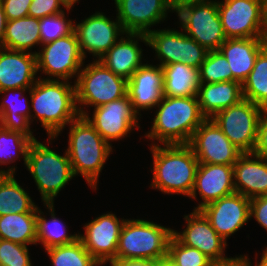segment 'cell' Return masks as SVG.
Instances as JSON below:
<instances>
[{
  "mask_svg": "<svg viewBox=\"0 0 267 266\" xmlns=\"http://www.w3.org/2000/svg\"><path fill=\"white\" fill-rule=\"evenodd\" d=\"M29 95L34 112L30 115V123L37 118L50 137L49 142L79 116L75 85L67 80L38 78L29 89Z\"/></svg>",
  "mask_w": 267,
  "mask_h": 266,
  "instance_id": "6da1fadb",
  "label": "cell"
},
{
  "mask_svg": "<svg viewBox=\"0 0 267 266\" xmlns=\"http://www.w3.org/2000/svg\"><path fill=\"white\" fill-rule=\"evenodd\" d=\"M156 107L153 125L145 136L163 145L189 144L194 131L207 119L197 96H163Z\"/></svg>",
  "mask_w": 267,
  "mask_h": 266,
  "instance_id": "7a4b0ae2",
  "label": "cell"
},
{
  "mask_svg": "<svg viewBox=\"0 0 267 266\" xmlns=\"http://www.w3.org/2000/svg\"><path fill=\"white\" fill-rule=\"evenodd\" d=\"M153 178L151 187L165 194H183L187 197L195 183L198 160L188 144H172L161 147L153 142Z\"/></svg>",
  "mask_w": 267,
  "mask_h": 266,
  "instance_id": "3957f363",
  "label": "cell"
},
{
  "mask_svg": "<svg viewBox=\"0 0 267 266\" xmlns=\"http://www.w3.org/2000/svg\"><path fill=\"white\" fill-rule=\"evenodd\" d=\"M68 154L74 176L85 178L88 186L97 189L98 178L112 151L84 116H78L69 124Z\"/></svg>",
  "mask_w": 267,
  "mask_h": 266,
  "instance_id": "277c9868",
  "label": "cell"
},
{
  "mask_svg": "<svg viewBox=\"0 0 267 266\" xmlns=\"http://www.w3.org/2000/svg\"><path fill=\"white\" fill-rule=\"evenodd\" d=\"M173 229L153 221L126 219L122 227L116 259L162 261L167 258Z\"/></svg>",
  "mask_w": 267,
  "mask_h": 266,
  "instance_id": "5b68a950",
  "label": "cell"
},
{
  "mask_svg": "<svg viewBox=\"0 0 267 266\" xmlns=\"http://www.w3.org/2000/svg\"><path fill=\"white\" fill-rule=\"evenodd\" d=\"M25 166L38 187L43 204L54 203L57 194L75 177L67 152L61 156L38 140L30 143Z\"/></svg>",
  "mask_w": 267,
  "mask_h": 266,
  "instance_id": "8992f818",
  "label": "cell"
},
{
  "mask_svg": "<svg viewBox=\"0 0 267 266\" xmlns=\"http://www.w3.org/2000/svg\"><path fill=\"white\" fill-rule=\"evenodd\" d=\"M74 83L76 104L80 116L84 115L81 105L98 107L127 96L128 80L114 74L99 60L81 68Z\"/></svg>",
  "mask_w": 267,
  "mask_h": 266,
  "instance_id": "52a82bcc",
  "label": "cell"
},
{
  "mask_svg": "<svg viewBox=\"0 0 267 266\" xmlns=\"http://www.w3.org/2000/svg\"><path fill=\"white\" fill-rule=\"evenodd\" d=\"M176 13L182 31L208 51L219 50L226 41L216 0L186 5Z\"/></svg>",
  "mask_w": 267,
  "mask_h": 266,
  "instance_id": "ba28073f",
  "label": "cell"
},
{
  "mask_svg": "<svg viewBox=\"0 0 267 266\" xmlns=\"http://www.w3.org/2000/svg\"><path fill=\"white\" fill-rule=\"evenodd\" d=\"M37 72L41 71L47 78L67 80L78 76L85 58L81 53L79 42L73 30L67 36L43 44V48L36 52Z\"/></svg>",
  "mask_w": 267,
  "mask_h": 266,
  "instance_id": "9c48e42d",
  "label": "cell"
},
{
  "mask_svg": "<svg viewBox=\"0 0 267 266\" xmlns=\"http://www.w3.org/2000/svg\"><path fill=\"white\" fill-rule=\"evenodd\" d=\"M261 111L262 107L242 99L238 104L218 112L211 119L242 153H252Z\"/></svg>",
  "mask_w": 267,
  "mask_h": 266,
  "instance_id": "30bf717a",
  "label": "cell"
},
{
  "mask_svg": "<svg viewBox=\"0 0 267 266\" xmlns=\"http://www.w3.org/2000/svg\"><path fill=\"white\" fill-rule=\"evenodd\" d=\"M149 47L155 50L160 66L181 63L199 69L208 50L178 30H150L147 34Z\"/></svg>",
  "mask_w": 267,
  "mask_h": 266,
  "instance_id": "8fae6325",
  "label": "cell"
},
{
  "mask_svg": "<svg viewBox=\"0 0 267 266\" xmlns=\"http://www.w3.org/2000/svg\"><path fill=\"white\" fill-rule=\"evenodd\" d=\"M223 1H217V4L227 39L264 37L263 0Z\"/></svg>",
  "mask_w": 267,
  "mask_h": 266,
  "instance_id": "7c38bea8",
  "label": "cell"
},
{
  "mask_svg": "<svg viewBox=\"0 0 267 266\" xmlns=\"http://www.w3.org/2000/svg\"><path fill=\"white\" fill-rule=\"evenodd\" d=\"M138 113L133 109L128 95L95 107L92 118L88 111H84V117L95 130L108 142L127 137V134L138 126Z\"/></svg>",
  "mask_w": 267,
  "mask_h": 266,
  "instance_id": "4fadbf2b",
  "label": "cell"
},
{
  "mask_svg": "<svg viewBox=\"0 0 267 266\" xmlns=\"http://www.w3.org/2000/svg\"><path fill=\"white\" fill-rule=\"evenodd\" d=\"M188 145L199 163L234 165L243 154L211 118H207L194 131Z\"/></svg>",
  "mask_w": 267,
  "mask_h": 266,
  "instance_id": "5bb4252c",
  "label": "cell"
},
{
  "mask_svg": "<svg viewBox=\"0 0 267 266\" xmlns=\"http://www.w3.org/2000/svg\"><path fill=\"white\" fill-rule=\"evenodd\" d=\"M125 220H119L111 212L102 214L84 226V235H78L85 249L101 266L116 260L119 236Z\"/></svg>",
  "mask_w": 267,
  "mask_h": 266,
  "instance_id": "9a60e30c",
  "label": "cell"
},
{
  "mask_svg": "<svg viewBox=\"0 0 267 266\" xmlns=\"http://www.w3.org/2000/svg\"><path fill=\"white\" fill-rule=\"evenodd\" d=\"M80 50L84 58L86 52L99 60L119 39L126 34L120 21H111L103 12H97L85 18L81 23L74 22Z\"/></svg>",
  "mask_w": 267,
  "mask_h": 266,
  "instance_id": "2e32d148",
  "label": "cell"
},
{
  "mask_svg": "<svg viewBox=\"0 0 267 266\" xmlns=\"http://www.w3.org/2000/svg\"><path fill=\"white\" fill-rule=\"evenodd\" d=\"M212 228L227 242V238L243 227L250 218V199L234 192L199 210Z\"/></svg>",
  "mask_w": 267,
  "mask_h": 266,
  "instance_id": "e0dca14e",
  "label": "cell"
},
{
  "mask_svg": "<svg viewBox=\"0 0 267 266\" xmlns=\"http://www.w3.org/2000/svg\"><path fill=\"white\" fill-rule=\"evenodd\" d=\"M187 223L183 232L173 230V235L184 245L196 248L214 263L225 262L231 258L225 257L227 246L219 234L212 228L210 222L200 211H194L184 216Z\"/></svg>",
  "mask_w": 267,
  "mask_h": 266,
  "instance_id": "ac0fdd59",
  "label": "cell"
},
{
  "mask_svg": "<svg viewBox=\"0 0 267 266\" xmlns=\"http://www.w3.org/2000/svg\"><path fill=\"white\" fill-rule=\"evenodd\" d=\"M117 19L126 33L147 34L171 11L167 0H114ZM150 28V29H149Z\"/></svg>",
  "mask_w": 267,
  "mask_h": 266,
  "instance_id": "d6986e66",
  "label": "cell"
},
{
  "mask_svg": "<svg viewBox=\"0 0 267 266\" xmlns=\"http://www.w3.org/2000/svg\"><path fill=\"white\" fill-rule=\"evenodd\" d=\"M197 191L203 202L194 207V211H199L204 206L236 192L233 165L199 163L190 198L196 199Z\"/></svg>",
  "mask_w": 267,
  "mask_h": 266,
  "instance_id": "ffe728a7",
  "label": "cell"
},
{
  "mask_svg": "<svg viewBox=\"0 0 267 266\" xmlns=\"http://www.w3.org/2000/svg\"><path fill=\"white\" fill-rule=\"evenodd\" d=\"M35 52L0 47V92L6 89L27 88L38 80Z\"/></svg>",
  "mask_w": 267,
  "mask_h": 266,
  "instance_id": "44dd1931",
  "label": "cell"
},
{
  "mask_svg": "<svg viewBox=\"0 0 267 266\" xmlns=\"http://www.w3.org/2000/svg\"><path fill=\"white\" fill-rule=\"evenodd\" d=\"M127 95L133 109L141 116V110H150L163 97V69L160 65L144 63L128 80Z\"/></svg>",
  "mask_w": 267,
  "mask_h": 266,
  "instance_id": "7402d4cb",
  "label": "cell"
},
{
  "mask_svg": "<svg viewBox=\"0 0 267 266\" xmlns=\"http://www.w3.org/2000/svg\"><path fill=\"white\" fill-rule=\"evenodd\" d=\"M99 59L114 74L129 80L142 63V49L138 41L148 45L146 34L126 33ZM139 39V40H138Z\"/></svg>",
  "mask_w": 267,
  "mask_h": 266,
  "instance_id": "603a6c76",
  "label": "cell"
},
{
  "mask_svg": "<svg viewBox=\"0 0 267 266\" xmlns=\"http://www.w3.org/2000/svg\"><path fill=\"white\" fill-rule=\"evenodd\" d=\"M233 178L237 193L249 199L267 195V158L243 153L233 165Z\"/></svg>",
  "mask_w": 267,
  "mask_h": 266,
  "instance_id": "cb8c5ba5",
  "label": "cell"
},
{
  "mask_svg": "<svg viewBox=\"0 0 267 266\" xmlns=\"http://www.w3.org/2000/svg\"><path fill=\"white\" fill-rule=\"evenodd\" d=\"M267 45L264 37L228 38L219 48L232 71V81L241 85L253 69L259 52Z\"/></svg>",
  "mask_w": 267,
  "mask_h": 266,
  "instance_id": "d4e9b609",
  "label": "cell"
},
{
  "mask_svg": "<svg viewBox=\"0 0 267 266\" xmlns=\"http://www.w3.org/2000/svg\"><path fill=\"white\" fill-rule=\"evenodd\" d=\"M198 103L206 118L238 104L242 99V85L237 81L200 83L197 90Z\"/></svg>",
  "mask_w": 267,
  "mask_h": 266,
  "instance_id": "484cf974",
  "label": "cell"
},
{
  "mask_svg": "<svg viewBox=\"0 0 267 266\" xmlns=\"http://www.w3.org/2000/svg\"><path fill=\"white\" fill-rule=\"evenodd\" d=\"M26 91L29 90L27 88H18L6 89L0 92V94H5V96H7V93L15 92L13 99H5L0 103V125L10 131L20 132L32 141H35L37 139L30 130L32 108L28 105L27 98L22 99ZM16 95L18 98H16Z\"/></svg>",
  "mask_w": 267,
  "mask_h": 266,
  "instance_id": "4316f807",
  "label": "cell"
},
{
  "mask_svg": "<svg viewBox=\"0 0 267 266\" xmlns=\"http://www.w3.org/2000/svg\"><path fill=\"white\" fill-rule=\"evenodd\" d=\"M161 67L163 69V96H197L200 85L199 69L181 63Z\"/></svg>",
  "mask_w": 267,
  "mask_h": 266,
  "instance_id": "83f0119b",
  "label": "cell"
},
{
  "mask_svg": "<svg viewBox=\"0 0 267 266\" xmlns=\"http://www.w3.org/2000/svg\"><path fill=\"white\" fill-rule=\"evenodd\" d=\"M37 206L29 213L0 216V239L21 245H36Z\"/></svg>",
  "mask_w": 267,
  "mask_h": 266,
  "instance_id": "f1b7e54d",
  "label": "cell"
},
{
  "mask_svg": "<svg viewBox=\"0 0 267 266\" xmlns=\"http://www.w3.org/2000/svg\"><path fill=\"white\" fill-rule=\"evenodd\" d=\"M36 44L41 46L38 18L27 16L7 21L3 48L29 52Z\"/></svg>",
  "mask_w": 267,
  "mask_h": 266,
  "instance_id": "f546056e",
  "label": "cell"
},
{
  "mask_svg": "<svg viewBox=\"0 0 267 266\" xmlns=\"http://www.w3.org/2000/svg\"><path fill=\"white\" fill-rule=\"evenodd\" d=\"M51 215V219L47 220L44 213L37 206V217H36V244L42 243L45 250L54 246H61L69 243H73L78 239V234H69L65 224L55 217L54 203L44 204ZM43 213V214H42Z\"/></svg>",
  "mask_w": 267,
  "mask_h": 266,
  "instance_id": "4dcf8cb0",
  "label": "cell"
},
{
  "mask_svg": "<svg viewBox=\"0 0 267 266\" xmlns=\"http://www.w3.org/2000/svg\"><path fill=\"white\" fill-rule=\"evenodd\" d=\"M36 206L14 175H0V216L29 213Z\"/></svg>",
  "mask_w": 267,
  "mask_h": 266,
  "instance_id": "1f68e13d",
  "label": "cell"
},
{
  "mask_svg": "<svg viewBox=\"0 0 267 266\" xmlns=\"http://www.w3.org/2000/svg\"><path fill=\"white\" fill-rule=\"evenodd\" d=\"M243 99L267 107V45L259 52L253 69L242 84Z\"/></svg>",
  "mask_w": 267,
  "mask_h": 266,
  "instance_id": "d6a6232c",
  "label": "cell"
},
{
  "mask_svg": "<svg viewBox=\"0 0 267 266\" xmlns=\"http://www.w3.org/2000/svg\"><path fill=\"white\" fill-rule=\"evenodd\" d=\"M53 266H100L78 238L73 243L46 249Z\"/></svg>",
  "mask_w": 267,
  "mask_h": 266,
  "instance_id": "836d02e7",
  "label": "cell"
},
{
  "mask_svg": "<svg viewBox=\"0 0 267 266\" xmlns=\"http://www.w3.org/2000/svg\"><path fill=\"white\" fill-rule=\"evenodd\" d=\"M31 142L32 140L22 133L10 131L0 125V164L13 163L19 158V155L23 156L24 164H26V156Z\"/></svg>",
  "mask_w": 267,
  "mask_h": 266,
  "instance_id": "e575fe53",
  "label": "cell"
},
{
  "mask_svg": "<svg viewBox=\"0 0 267 266\" xmlns=\"http://www.w3.org/2000/svg\"><path fill=\"white\" fill-rule=\"evenodd\" d=\"M200 83L232 81V71L220 50L208 51L205 61L199 67Z\"/></svg>",
  "mask_w": 267,
  "mask_h": 266,
  "instance_id": "d590c367",
  "label": "cell"
},
{
  "mask_svg": "<svg viewBox=\"0 0 267 266\" xmlns=\"http://www.w3.org/2000/svg\"><path fill=\"white\" fill-rule=\"evenodd\" d=\"M167 259L175 266H211L214 263L198 249L182 244L173 234L168 242Z\"/></svg>",
  "mask_w": 267,
  "mask_h": 266,
  "instance_id": "8d00e7d4",
  "label": "cell"
},
{
  "mask_svg": "<svg viewBox=\"0 0 267 266\" xmlns=\"http://www.w3.org/2000/svg\"><path fill=\"white\" fill-rule=\"evenodd\" d=\"M66 19L64 12L39 19L41 46L67 36L74 30L72 20Z\"/></svg>",
  "mask_w": 267,
  "mask_h": 266,
  "instance_id": "74e56055",
  "label": "cell"
},
{
  "mask_svg": "<svg viewBox=\"0 0 267 266\" xmlns=\"http://www.w3.org/2000/svg\"><path fill=\"white\" fill-rule=\"evenodd\" d=\"M26 245L0 239V266H32Z\"/></svg>",
  "mask_w": 267,
  "mask_h": 266,
  "instance_id": "f35d334b",
  "label": "cell"
},
{
  "mask_svg": "<svg viewBox=\"0 0 267 266\" xmlns=\"http://www.w3.org/2000/svg\"><path fill=\"white\" fill-rule=\"evenodd\" d=\"M61 5L63 7L60 0H32L28 16L41 19L46 16L60 14L64 12Z\"/></svg>",
  "mask_w": 267,
  "mask_h": 266,
  "instance_id": "ab89813d",
  "label": "cell"
},
{
  "mask_svg": "<svg viewBox=\"0 0 267 266\" xmlns=\"http://www.w3.org/2000/svg\"><path fill=\"white\" fill-rule=\"evenodd\" d=\"M8 21L28 16L32 0H0Z\"/></svg>",
  "mask_w": 267,
  "mask_h": 266,
  "instance_id": "60d3db41",
  "label": "cell"
},
{
  "mask_svg": "<svg viewBox=\"0 0 267 266\" xmlns=\"http://www.w3.org/2000/svg\"><path fill=\"white\" fill-rule=\"evenodd\" d=\"M252 153L267 158V107L262 108L260 114L256 143Z\"/></svg>",
  "mask_w": 267,
  "mask_h": 266,
  "instance_id": "b9f144b4",
  "label": "cell"
},
{
  "mask_svg": "<svg viewBox=\"0 0 267 266\" xmlns=\"http://www.w3.org/2000/svg\"><path fill=\"white\" fill-rule=\"evenodd\" d=\"M253 216L267 230V195L250 199V218Z\"/></svg>",
  "mask_w": 267,
  "mask_h": 266,
  "instance_id": "7bdbcfd3",
  "label": "cell"
},
{
  "mask_svg": "<svg viewBox=\"0 0 267 266\" xmlns=\"http://www.w3.org/2000/svg\"><path fill=\"white\" fill-rule=\"evenodd\" d=\"M111 266H161V261L139 260V259H116Z\"/></svg>",
  "mask_w": 267,
  "mask_h": 266,
  "instance_id": "ee69618b",
  "label": "cell"
},
{
  "mask_svg": "<svg viewBox=\"0 0 267 266\" xmlns=\"http://www.w3.org/2000/svg\"><path fill=\"white\" fill-rule=\"evenodd\" d=\"M208 0H167L171 11L178 12L182 7L190 4L200 3Z\"/></svg>",
  "mask_w": 267,
  "mask_h": 266,
  "instance_id": "f6af8a7d",
  "label": "cell"
},
{
  "mask_svg": "<svg viewBox=\"0 0 267 266\" xmlns=\"http://www.w3.org/2000/svg\"><path fill=\"white\" fill-rule=\"evenodd\" d=\"M211 266H246L245 259L240 255L236 256L235 258L231 257L228 261L225 262H216L213 263Z\"/></svg>",
  "mask_w": 267,
  "mask_h": 266,
  "instance_id": "bcb514c9",
  "label": "cell"
},
{
  "mask_svg": "<svg viewBox=\"0 0 267 266\" xmlns=\"http://www.w3.org/2000/svg\"><path fill=\"white\" fill-rule=\"evenodd\" d=\"M7 18L4 13L2 3L0 2V47L3 45V38L5 34V28L7 24Z\"/></svg>",
  "mask_w": 267,
  "mask_h": 266,
  "instance_id": "7dc6e473",
  "label": "cell"
},
{
  "mask_svg": "<svg viewBox=\"0 0 267 266\" xmlns=\"http://www.w3.org/2000/svg\"><path fill=\"white\" fill-rule=\"evenodd\" d=\"M242 257L245 259V264L246 266H252L250 259L248 258L247 255H242ZM254 266H267V247L264 249L262 256H261V261L259 263H255Z\"/></svg>",
  "mask_w": 267,
  "mask_h": 266,
  "instance_id": "c3c4849f",
  "label": "cell"
},
{
  "mask_svg": "<svg viewBox=\"0 0 267 266\" xmlns=\"http://www.w3.org/2000/svg\"><path fill=\"white\" fill-rule=\"evenodd\" d=\"M263 36L265 41L267 42V0H263Z\"/></svg>",
  "mask_w": 267,
  "mask_h": 266,
  "instance_id": "681fc988",
  "label": "cell"
},
{
  "mask_svg": "<svg viewBox=\"0 0 267 266\" xmlns=\"http://www.w3.org/2000/svg\"><path fill=\"white\" fill-rule=\"evenodd\" d=\"M60 1L63 4L64 8L70 11V9H72L74 4H76V2H78L79 0H60Z\"/></svg>",
  "mask_w": 267,
  "mask_h": 266,
  "instance_id": "f907efd6",
  "label": "cell"
},
{
  "mask_svg": "<svg viewBox=\"0 0 267 266\" xmlns=\"http://www.w3.org/2000/svg\"><path fill=\"white\" fill-rule=\"evenodd\" d=\"M15 166L9 167L7 170L0 169V175H15Z\"/></svg>",
  "mask_w": 267,
  "mask_h": 266,
  "instance_id": "816d5d0a",
  "label": "cell"
},
{
  "mask_svg": "<svg viewBox=\"0 0 267 266\" xmlns=\"http://www.w3.org/2000/svg\"><path fill=\"white\" fill-rule=\"evenodd\" d=\"M161 266H175L167 258L161 261Z\"/></svg>",
  "mask_w": 267,
  "mask_h": 266,
  "instance_id": "f5cc1de1",
  "label": "cell"
}]
</instances>
